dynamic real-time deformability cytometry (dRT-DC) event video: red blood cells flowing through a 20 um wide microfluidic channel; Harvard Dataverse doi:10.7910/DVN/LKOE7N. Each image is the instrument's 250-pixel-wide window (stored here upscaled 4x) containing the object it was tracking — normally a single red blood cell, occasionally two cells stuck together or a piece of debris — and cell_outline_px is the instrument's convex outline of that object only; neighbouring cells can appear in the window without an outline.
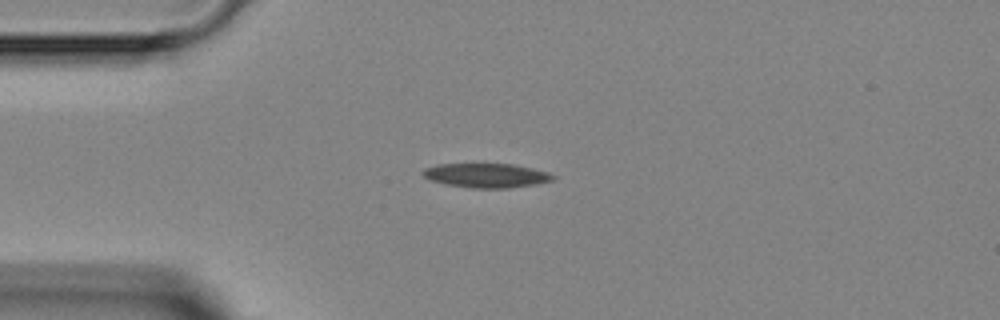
{"species": "Egyptian fruit bat (a non-hibernating species)", "species_latin": "Rousettus aegyptiacus", "temperature_condition": "room temperature", "stored_images_in_passage": 1, "camera_frame_rate_fps": 3000, "um_per_image_px": 0.085, "animal": {"sex": "female"}, "frame": {"image": 1, "passage_image": 1, "time_ms": 0.0, "image_size_px": [1000, 320], "cell_outline_px": [[556, 176], [552, 180], [536, 184], [508, 188], [468, 188], [444, 184], [432, 180], [424, 176], [420, 172], [424, 168], [436, 164], [512, 164], [532, 168], [548, 172]], "centroid_in_image_um": [41.31, 14.91], "position_along_channel_um": 43.7, "area_um2": 18.44}}